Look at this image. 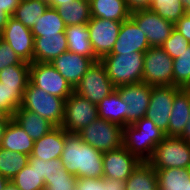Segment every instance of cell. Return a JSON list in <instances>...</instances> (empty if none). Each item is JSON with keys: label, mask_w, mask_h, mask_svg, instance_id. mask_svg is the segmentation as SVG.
Segmentation results:
<instances>
[{"label": "cell", "mask_w": 190, "mask_h": 190, "mask_svg": "<svg viewBox=\"0 0 190 190\" xmlns=\"http://www.w3.org/2000/svg\"><path fill=\"white\" fill-rule=\"evenodd\" d=\"M125 1L131 13L138 10L149 9L151 6V0H125Z\"/></svg>", "instance_id": "43"}, {"label": "cell", "mask_w": 190, "mask_h": 190, "mask_svg": "<svg viewBox=\"0 0 190 190\" xmlns=\"http://www.w3.org/2000/svg\"><path fill=\"white\" fill-rule=\"evenodd\" d=\"M1 40L8 43L22 61L33 62L34 37L31 29L20 21L11 16L1 33Z\"/></svg>", "instance_id": "15"}, {"label": "cell", "mask_w": 190, "mask_h": 190, "mask_svg": "<svg viewBox=\"0 0 190 190\" xmlns=\"http://www.w3.org/2000/svg\"><path fill=\"white\" fill-rule=\"evenodd\" d=\"M115 88L103 64L98 60L87 70L74 91L88 101L98 104L115 91Z\"/></svg>", "instance_id": "8"}, {"label": "cell", "mask_w": 190, "mask_h": 190, "mask_svg": "<svg viewBox=\"0 0 190 190\" xmlns=\"http://www.w3.org/2000/svg\"><path fill=\"white\" fill-rule=\"evenodd\" d=\"M61 168H64L60 158L52 159L48 161V170L45 180H47L53 173L61 172Z\"/></svg>", "instance_id": "45"}, {"label": "cell", "mask_w": 190, "mask_h": 190, "mask_svg": "<svg viewBox=\"0 0 190 190\" xmlns=\"http://www.w3.org/2000/svg\"><path fill=\"white\" fill-rule=\"evenodd\" d=\"M126 190H158L156 170L141 161L126 180Z\"/></svg>", "instance_id": "27"}, {"label": "cell", "mask_w": 190, "mask_h": 190, "mask_svg": "<svg viewBox=\"0 0 190 190\" xmlns=\"http://www.w3.org/2000/svg\"><path fill=\"white\" fill-rule=\"evenodd\" d=\"M34 141L27 135L21 126L11 119L3 136L1 146L12 152L31 155Z\"/></svg>", "instance_id": "25"}, {"label": "cell", "mask_w": 190, "mask_h": 190, "mask_svg": "<svg viewBox=\"0 0 190 190\" xmlns=\"http://www.w3.org/2000/svg\"><path fill=\"white\" fill-rule=\"evenodd\" d=\"M164 137L165 133L146 117L123 127V146L140 161H148Z\"/></svg>", "instance_id": "2"}, {"label": "cell", "mask_w": 190, "mask_h": 190, "mask_svg": "<svg viewBox=\"0 0 190 190\" xmlns=\"http://www.w3.org/2000/svg\"><path fill=\"white\" fill-rule=\"evenodd\" d=\"M22 62L11 46L3 40H0V71L5 67L19 65Z\"/></svg>", "instance_id": "41"}, {"label": "cell", "mask_w": 190, "mask_h": 190, "mask_svg": "<svg viewBox=\"0 0 190 190\" xmlns=\"http://www.w3.org/2000/svg\"><path fill=\"white\" fill-rule=\"evenodd\" d=\"M76 190H126V181L107 178H77Z\"/></svg>", "instance_id": "37"}, {"label": "cell", "mask_w": 190, "mask_h": 190, "mask_svg": "<svg viewBox=\"0 0 190 190\" xmlns=\"http://www.w3.org/2000/svg\"><path fill=\"white\" fill-rule=\"evenodd\" d=\"M28 160L27 154L0 147V175L11 181L28 164Z\"/></svg>", "instance_id": "33"}, {"label": "cell", "mask_w": 190, "mask_h": 190, "mask_svg": "<svg viewBox=\"0 0 190 190\" xmlns=\"http://www.w3.org/2000/svg\"><path fill=\"white\" fill-rule=\"evenodd\" d=\"M158 190H187L190 184V168L155 169Z\"/></svg>", "instance_id": "28"}, {"label": "cell", "mask_w": 190, "mask_h": 190, "mask_svg": "<svg viewBox=\"0 0 190 190\" xmlns=\"http://www.w3.org/2000/svg\"><path fill=\"white\" fill-rule=\"evenodd\" d=\"M91 17L123 22L130 18L125 0H89Z\"/></svg>", "instance_id": "23"}, {"label": "cell", "mask_w": 190, "mask_h": 190, "mask_svg": "<svg viewBox=\"0 0 190 190\" xmlns=\"http://www.w3.org/2000/svg\"><path fill=\"white\" fill-rule=\"evenodd\" d=\"M173 86L190 89V45L173 59Z\"/></svg>", "instance_id": "36"}, {"label": "cell", "mask_w": 190, "mask_h": 190, "mask_svg": "<svg viewBox=\"0 0 190 190\" xmlns=\"http://www.w3.org/2000/svg\"><path fill=\"white\" fill-rule=\"evenodd\" d=\"M115 90L119 93L127 108V125L135 123L146 116L152 86L143 82L121 85Z\"/></svg>", "instance_id": "14"}, {"label": "cell", "mask_w": 190, "mask_h": 190, "mask_svg": "<svg viewBox=\"0 0 190 190\" xmlns=\"http://www.w3.org/2000/svg\"><path fill=\"white\" fill-rule=\"evenodd\" d=\"M24 90L4 86L0 82V109L12 117L14 112L21 107Z\"/></svg>", "instance_id": "38"}, {"label": "cell", "mask_w": 190, "mask_h": 190, "mask_svg": "<svg viewBox=\"0 0 190 190\" xmlns=\"http://www.w3.org/2000/svg\"><path fill=\"white\" fill-rule=\"evenodd\" d=\"M9 182H10L9 179L0 175V190H3Z\"/></svg>", "instance_id": "52"}, {"label": "cell", "mask_w": 190, "mask_h": 190, "mask_svg": "<svg viewBox=\"0 0 190 190\" xmlns=\"http://www.w3.org/2000/svg\"><path fill=\"white\" fill-rule=\"evenodd\" d=\"M122 22L91 17L87 23L90 42L98 60L111 53L117 41Z\"/></svg>", "instance_id": "12"}, {"label": "cell", "mask_w": 190, "mask_h": 190, "mask_svg": "<svg viewBox=\"0 0 190 190\" xmlns=\"http://www.w3.org/2000/svg\"><path fill=\"white\" fill-rule=\"evenodd\" d=\"M149 9L174 24L186 14L180 0H151Z\"/></svg>", "instance_id": "35"}, {"label": "cell", "mask_w": 190, "mask_h": 190, "mask_svg": "<svg viewBox=\"0 0 190 190\" xmlns=\"http://www.w3.org/2000/svg\"><path fill=\"white\" fill-rule=\"evenodd\" d=\"M97 118V104L88 101L74 91L65 100L64 119L61 127L68 133H79L81 129Z\"/></svg>", "instance_id": "9"}, {"label": "cell", "mask_w": 190, "mask_h": 190, "mask_svg": "<svg viewBox=\"0 0 190 190\" xmlns=\"http://www.w3.org/2000/svg\"><path fill=\"white\" fill-rule=\"evenodd\" d=\"M143 83L173 86V59L161 47H149L144 54Z\"/></svg>", "instance_id": "7"}, {"label": "cell", "mask_w": 190, "mask_h": 190, "mask_svg": "<svg viewBox=\"0 0 190 190\" xmlns=\"http://www.w3.org/2000/svg\"><path fill=\"white\" fill-rule=\"evenodd\" d=\"M12 119L4 110L0 109V123L9 122Z\"/></svg>", "instance_id": "50"}, {"label": "cell", "mask_w": 190, "mask_h": 190, "mask_svg": "<svg viewBox=\"0 0 190 190\" xmlns=\"http://www.w3.org/2000/svg\"><path fill=\"white\" fill-rule=\"evenodd\" d=\"M150 47L146 35L138 28L131 19L122 22L117 41L111 53L117 55L122 53L145 52Z\"/></svg>", "instance_id": "18"}, {"label": "cell", "mask_w": 190, "mask_h": 190, "mask_svg": "<svg viewBox=\"0 0 190 190\" xmlns=\"http://www.w3.org/2000/svg\"><path fill=\"white\" fill-rule=\"evenodd\" d=\"M68 50L66 33L34 38L33 62L51 63Z\"/></svg>", "instance_id": "20"}, {"label": "cell", "mask_w": 190, "mask_h": 190, "mask_svg": "<svg viewBox=\"0 0 190 190\" xmlns=\"http://www.w3.org/2000/svg\"><path fill=\"white\" fill-rule=\"evenodd\" d=\"M29 81L48 94L67 99L74 89L51 63L32 62L29 69Z\"/></svg>", "instance_id": "10"}, {"label": "cell", "mask_w": 190, "mask_h": 190, "mask_svg": "<svg viewBox=\"0 0 190 190\" xmlns=\"http://www.w3.org/2000/svg\"><path fill=\"white\" fill-rule=\"evenodd\" d=\"M65 144V130L54 127L40 139L34 141L33 151L29 158H39L45 162L60 158Z\"/></svg>", "instance_id": "19"}, {"label": "cell", "mask_w": 190, "mask_h": 190, "mask_svg": "<svg viewBox=\"0 0 190 190\" xmlns=\"http://www.w3.org/2000/svg\"><path fill=\"white\" fill-rule=\"evenodd\" d=\"M181 88L176 86H152L146 118L151 119L162 132L168 131L174 96Z\"/></svg>", "instance_id": "13"}, {"label": "cell", "mask_w": 190, "mask_h": 190, "mask_svg": "<svg viewBox=\"0 0 190 190\" xmlns=\"http://www.w3.org/2000/svg\"><path fill=\"white\" fill-rule=\"evenodd\" d=\"M179 138L184 139L187 143L190 144V120L186 124L182 134L179 136Z\"/></svg>", "instance_id": "49"}, {"label": "cell", "mask_w": 190, "mask_h": 190, "mask_svg": "<svg viewBox=\"0 0 190 190\" xmlns=\"http://www.w3.org/2000/svg\"><path fill=\"white\" fill-rule=\"evenodd\" d=\"M130 18L146 35L150 47H161L174 29V23L162 18L150 9L132 12Z\"/></svg>", "instance_id": "11"}, {"label": "cell", "mask_w": 190, "mask_h": 190, "mask_svg": "<svg viewBox=\"0 0 190 190\" xmlns=\"http://www.w3.org/2000/svg\"><path fill=\"white\" fill-rule=\"evenodd\" d=\"M77 134L82 141L101 152L112 151L123 146V127L99 117Z\"/></svg>", "instance_id": "6"}, {"label": "cell", "mask_w": 190, "mask_h": 190, "mask_svg": "<svg viewBox=\"0 0 190 190\" xmlns=\"http://www.w3.org/2000/svg\"><path fill=\"white\" fill-rule=\"evenodd\" d=\"M21 108L36 113L55 127H60L64 119L65 99L48 94L29 81L24 90Z\"/></svg>", "instance_id": "4"}, {"label": "cell", "mask_w": 190, "mask_h": 190, "mask_svg": "<svg viewBox=\"0 0 190 190\" xmlns=\"http://www.w3.org/2000/svg\"><path fill=\"white\" fill-rule=\"evenodd\" d=\"M119 93L115 90L97 104L98 117L125 127L127 125V108Z\"/></svg>", "instance_id": "24"}, {"label": "cell", "mask_w": 190, "mask_h": 190, "mask_svg": "<svg viewBox=\"0 0 190 190\" xmlns=\"http://www.w3.org/2000/svg\"><path fill=\"white\" fill-rule=\"evenodd\" d=\"M145 52L106 55L100 59L115 87L142 82Z\"/></svg>", "instance_id": "3"}, {"label": "cell", "mask_w": 190, "mask_h": 190, "mask_svg": "<svg viewBox=\"0 0 190 190\" xmlns=\"http://www.w3.org/2000/svg\"><path fill=\"white\" fill-rule=\"evenodd\" d=\"M174 28L190 43V13H186Z\"/></svg>", "instance_id": "42"}, {"label": "cell", "mask_w": 190, "mask_h": 190, "mask_svg": "<svg viewBox=\"0 0 190 190\" xmlns=\"http://www.w3.org/2000/svg\"><path fill=\"white\" fill-rule=\"evenodd\" d=\"M56 9L66 26L87 24L91 19L89 0H74Z\"/></svg>", "instance_id": "29"}, {"label": "cell", "mask_w": 190, "mask_h": 190, "mask_svg": "<svg viewBox=\"0 0 190 190\" xmlns=\"http://www.w3.org/2000/svg\"><path fill=\"white\" fill-rule=\"evenodd\" d=\"M48 7L49 4L46 0H20L12 17L32 29L39 19L38 17L42 16Z\"/></svg>", "instance_id": "31"}, {"label": "cell", "mask_w": 190, "mask_h": 190, "mask_svg": "<svg viewBox=\"0 0 190 190\" xmlns=\"http://www.w3.org/2000/svg\"><path fill=\"white\" fill-rule=\"evenodd\" d=\"M12 119L24 129L33 141L40 139L55 127L43 117L21 107L14 112Z\"/></svg>", "instance_id": "22"}, {"label": "cell", "mask_w": 190, "mask_h": 190, "mask_svg": "<svg viewBox=\"0 0 190 190\" xmlns=\"http://www.w3.org/2000/svg\"><path fill=\"white\" fill-rule=\"evenodd\" d=\"M3 190H19L13 183L9 182Z\"/></svg>", "instance_id": "54"}, {"label": "cell", "mask_w": 190, "mask_h": 190, "mask_svg": "<svg viewBox=\"0 0 190 190\" xmlns=\"http://www.w3.org/2000/svg\"><path fill=\"white\" fill-rule=\"evenodd\" d=\"M19 2L20 0H0V8H2V11L7 12L10 16H13Z\"/></svg>", "instance_id": "44"}, {"label": "cell", "mask_w": 190, "mask_h": 190, "mask_svg": "<svg viewBox=\"0 0 190 190\" xmlns=\"http://www.w3.org/2000/svg\"><path fill=\"white\" fill-rule=\"evenodd\" d=\"M60 159L64 169L76 178L103 177V152L82 141L77 133L65 131V144Z\"/></svg>", "instance_id": "1"}, {"label": "cell", "mask_w": 190, "mask_h": 190, "mask_svg": "<svg viewBox=\"0 0 190 190\" xmlns=\"http://www.w3.org/2000/svg\"><path fill=\"white\" fill-rule=\"evenodd\" d=\"M190 120V89H180L174 96V103L165 136L179 137Z\"/></svg>", "instance_id": "21"}, {"label": "cell", "mask_w": 190, "mask_h": 190, "mask_svg": "<svg viewBox=\"0 0 190 190\" xmlns=\"http://www.w3.org/2000/svg\"><path fill=\"white\" fill-rule=\"evenodd\" d=\"M47 170H48V161L45 162L38 158V172L44 181L45 177L47 176Z\"/></svg>", "instance_id": "46"}, {"label": "cell", "mask_w": 190, "mask_h": 190, "mask_svg": "<svg viewBox=\"0 0 190 190\" xmlns=\"http://www.w3.org/2000/svg\"><path fill=\"white\" fill-rule=\"evenodd\" d=\"M190 43L174 28L170 37L161 45V48L172 58L180 57L187 50Z\"/></svg>", "instance_id": "40"}, {"label": "cell", "mask_w": 190, "mask_h": 190, "mask_svg": "<svg viewBox=\"0 0 190 190\" xmlns=\"http://www.w3.org/2000/svg\"><path fill=\"white\" fill-rule=\"evenodd\" d=\"M186 13H190V0H180Z\"/></svg>", "instance_id": "53"}, {"label": "cell", "mask_w": 190, "mask_h": 190, "mask_svg": "<svg viewBox=\"0 0 190 190\" xmlns=\"http://www.w3.org/2000/svg\"><path fill=\"white\" fill-rule=\"evenodd\" d=\"M10 17L11 16L7 12L2 11V8H0V34L2 33L3 29L7 25Z\"/></svg>", "instance_id": "47"}, {"label": "cell", "mask_w": 190, "mask_h": 190, "mask_svg": "<svg viewBox=\"0 0 190 190\" xmlns=\"http://www.w3.org/2000/svg\"><path fill=\"white\" fill-rule=\"evenodd\" d=\"M147 162L154 169L190 168V144L179 137L165 136Z\"/></svg>", "instance_id": "5"}, {"label": "cell", "mask_w": 190, "mask_h": 190, "mask_svg": "<svg viewBox=\"0 0 190 190\" xmlns=\"http://www.w3.org/2000/svg\"><path fill=\"white\" fill-rule=\"evenodd\" d=\"M10 182L19 190H45V181L38 172V158H29L28 164Z\"/></svg>", "instance_id": "30"}, {"label": "cell", "mask_w": 190, "mask_h": 190, "mask_svg": "<svg viewBox=\"0 0 190 190\" xmlns=\"http://www.w3.org/2000/svg\"><path fill=\"white\" fill-rule=\"evenodd\" d=\"M140 162L124 146L103 152V177L126 181Z\"/></svg>", "instance_id": "16"}, {"label": "cell", "mask_w": 190, "mask_h": 190, "mask_svg": "<svg viewBox=\"0 0 190 190\" xmlns=\"http://www.w3.org/2000/svg\"><path fill=\"white\" fill-rule=\"evenodd\" d=\"M30 64L22 62L19 65H11L0 71V82L4 86L15 89H26L29 82Z\"/></svg>", "instance_id": "34"}, {"label": "cell", "mask_w": 190, "mask_h": 190, "mask_svg": "<svg viewBox=\"0 0 190 190\" xmlns=\"http://www.w3.org/2000/svg\"><path fill=\"white\" fill-rule=\"evenodd\" d=\"M98 59H90L88 57L65 51L56 57L51 65L67 80L73 89L79 84L81 78Z\"/></svg>", "instance_id": "17"}, {"label": "cell", "mask_w": 190, "mask_h": 190, "mask_svg": "<svg viewBox=\"0 0 190 190\" xmlns=\"http://www.w3.org/2000/svg\"><path fill=\"white\" fill-rule=\"evenodd\" d=\"M68 51L97 59L90 42V33L87 24L66 26Z\"/></svg>", "instance_id": "26"}, {"label": "cell", "mask_w": 190, "mask_h": 190, "mask_svg": "<svg viewBox=\"0 0 190 190\" xmlns=\"http://www.w3.org/2000/svg\"><path fill=\"white\" fill-rule=\"evenodd\" d=\"M9 122H2L0 123V146L2 143L3 136L5 135L6 128Z\"/></svg>", "instance_id": "51"}, {"label": "cell", "mask_w": 190, "mask_h": 190, "mask_svg": "<svg viewBox=\"0 0 190 190\" xmlns=\"http://www.w3.org/2000/svg\"><path fill=\"white\" fill-rule=\"evenodd\" d=\"M49 4V7L57 8L62 4H69L72 3L74 0H46Z\"/></svg>", "instance_id": "48"}, {"label": "cell", "mask_w": 190, "mask_h": 190, "mask_svg": "<svg viewBox=\"0 0 190 190\" xmlns=\"http://www.w3.org/2000/svg\"><path fill=\"white\" fill-rule=\"evenodd\" d=\"M76 182L75 175L61 168V172H55L45 180V190H76Z\"/></svg>", "instance_id": "39"}, {"label": "cell", "mask_w": 190, "mask_h": 190, "mask_svg": "<svg viewBox=\"0 0 190 190\" xmlns=\"http://www.w3.org/2000/svg\"><path fill=\"white\" fill-rule=\"evenodd\" d=\"M38 18L36 24L31 29L34 38L45 35H57L66 30V25L56 8L48 7L45 13Z\"/></svg>", "instance_id": "32"}]
</instances>
